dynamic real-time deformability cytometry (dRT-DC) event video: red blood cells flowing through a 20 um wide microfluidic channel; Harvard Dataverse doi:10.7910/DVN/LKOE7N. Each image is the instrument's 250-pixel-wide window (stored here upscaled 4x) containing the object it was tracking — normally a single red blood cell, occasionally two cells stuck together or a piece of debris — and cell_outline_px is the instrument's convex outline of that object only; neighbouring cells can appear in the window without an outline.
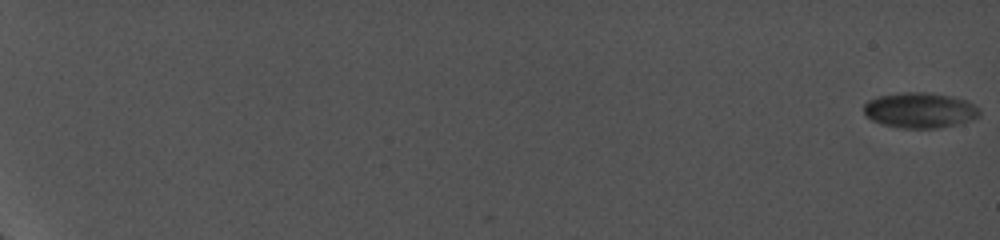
{"species": "common noctule bat (a hibernating species)", "species_latin": "Nyctalus noctula", "temperature_condition": "cold", "stored_images_in_passage": 56, "camera_frame_rate_fps": 5000, "um_per_image_px": 0.085, "animal": {"sex": "female", "body_mass_g": 19.0, "forearm_length_mm": 56.7}, "frame": {"image": 1, "passage_image": 1, "time_ms": 0.0, "image_size_px": [1000, 240], "cell_outline_px": [[980, 112], [976, 116], [952, 124], [936, 128], [900, 128], [884, 124], [872, 120], [864, 116], [864, 104], [868, 100], [880, 96], [904, 92], [924, 92], [948, 96], [964, 100], [972, 104]], "centroid_in_image_um": [78.07, 9.36], "position_along_channel_um": 6.9, "area_um2": 23.12}}
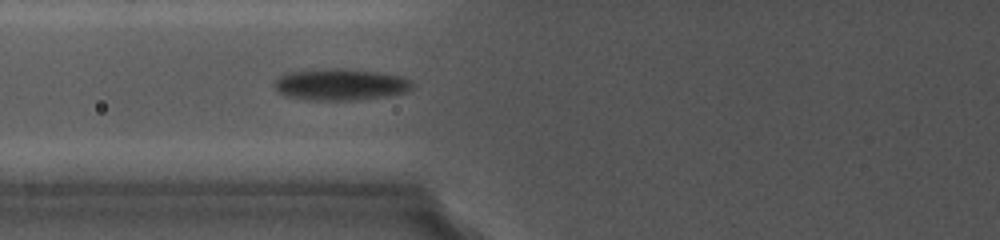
{"frame": {"image": 2, "passage_image": 30, "time_ms": 9.6, "image_size_px": [1000, 240], "cell_outline_px": [[412, 88], [408, 92], [388, 96], [352, 100], [308, 100], [284, 96], [276, 92], [272, 80], [284, 72], [320, 68], [344, 68], [380, 72], [400, 76], [412, 80]], "centroid_in_image_um": [28.86, 7.17], "position_along_channel_um": 96.9, "area_um2": 26.13}}
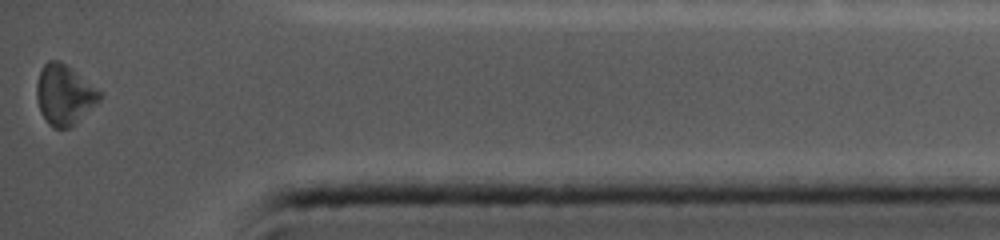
{"frame": {"image": 3, "passage_image": 56, "time_ms": 18.6, "image_size_px": [1000, 240], "cell_outline_px": [[104, 96], [100, 100], [68, 128], [52, 128], [48, 124], [40, 112], [36, 96], [36, 84], [40, 72], [44, 64], [48, 60], [60, 60], [100, 92]], "centroid_in_image_um": [5.42, 8.06], "position_along_channel_um": 429.8, "area_um2": 21.56}}